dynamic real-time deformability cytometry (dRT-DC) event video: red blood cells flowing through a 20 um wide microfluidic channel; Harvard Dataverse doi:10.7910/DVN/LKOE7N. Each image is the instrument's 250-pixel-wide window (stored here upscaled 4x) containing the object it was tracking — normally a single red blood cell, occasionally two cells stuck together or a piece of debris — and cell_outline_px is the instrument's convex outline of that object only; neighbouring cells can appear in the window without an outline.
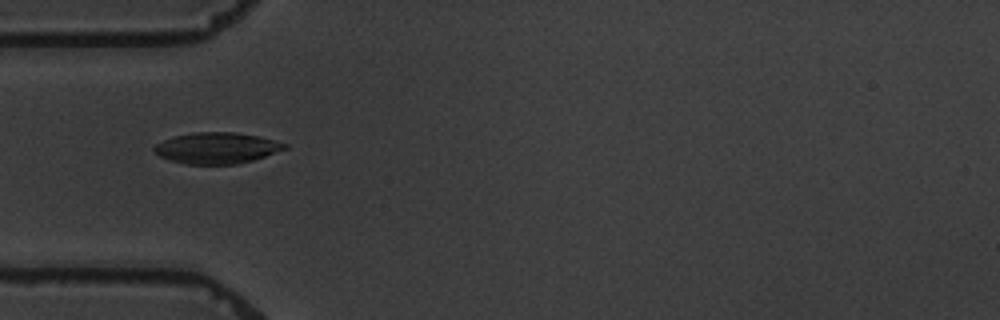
{"species": "common noctule bat (a hibernating species)", "species_latin": "Nyctalus noctula", "temperature_condition": "warm", "stored_images_in_passage": 5, "camera_frame_rate_fps": 3000, "um_per_image_px": 0.085, "animal": {"sex": "male", "body_mass_g": 19.5, "forearm_length_mm": 54.6}, "frame": {"image": 1, "passage_image": 2, "time_ms": 2.0, "image_size_px": [1000, 320], "cell_outline_px": [[288, 148], [252, 160], [236, 164], [184, 164], [168, 160], [160, 156], [152, 148], [156, 144], [164, 140], [176, 136], [192, 132], [236, 132], [260, 136], [288, 144]], "centroid_in_image_um": [18.43, 12.58], "position_along_channel_um": 66.6, "area_um2": 23.64}}
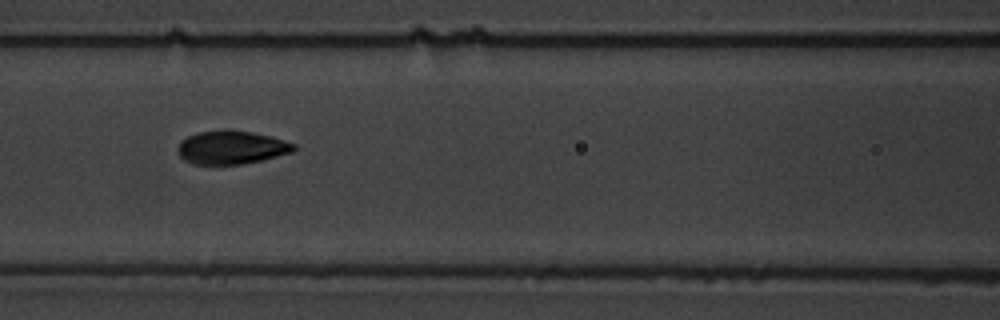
{"frame": {"image": 2, "passage_image": 4, "time_ms": 4.333, "image_size_px": [1000, 320], "cell_outline_px": [[296, 148], [292, 152], [260, 160], [240, 164], [192, 164], [184, 160], [180, 156], [180, 140], [188, 136], [200, 132], [252, 132], [272, 136], [296, 144]], "centroid_in_image_um": [19.71, 12.56], "position_along_channel_um": 146.9, "area_um2": 21.79}}
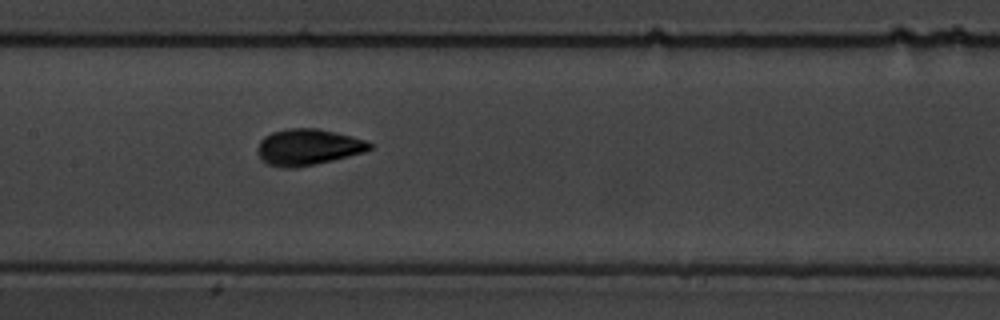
{"frame": {"image": 3, "passage_image": 5, "time_ms": 5.333, "image_size_px": [1000, 320], "cell_outline_px": [[372, 148], [364, 152], [332, 160], [296, 168], [284, 168], [268, 164], [260, 160], [256, 152], [260, 140], [264, 136], [272, 132], [288, 128], [316, 128], [352, 136], [364, 140], [372, 144]], "centroid_in_image_um": [26.13, 12.5], "position_along_channel_um": 181.3, "area_um2": 23.64}}